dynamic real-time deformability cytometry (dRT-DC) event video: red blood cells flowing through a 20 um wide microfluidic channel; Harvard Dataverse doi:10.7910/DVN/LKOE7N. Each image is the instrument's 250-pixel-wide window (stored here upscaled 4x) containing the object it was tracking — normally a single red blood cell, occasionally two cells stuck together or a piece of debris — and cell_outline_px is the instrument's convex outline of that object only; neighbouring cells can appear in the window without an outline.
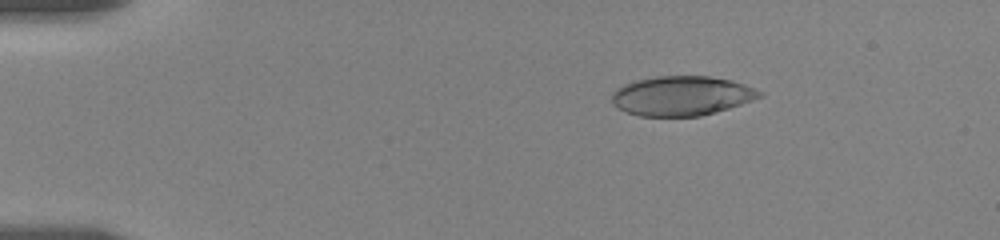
{"species": "human", "species_latin": "Homo sapiens", "temperature_condition": "room temperature", "stored_images_in_passage": 145, "camera_frame_rate_fps": 3000, "um_per_image_px": 0.085, "donor": {"sex": "female"}, "frame": {"image": 1, "passage_image": 25, "time_ms": 3.0, "image_size_px": [1000, 240], "cell_outline_px": [[764, 96], [716, 112], [700, 116], [640, 116], [628, 112], [612, 104], [612, 92], [616, 88], [624, 84], [636, 80], [656, 76], [708, 76], [732, 80], [744, 84], [764, 92]], "centroid_in_image_um": [57.95, 8.14], "position_along_channel_um": 27.0, "area_um2": 34.04}}
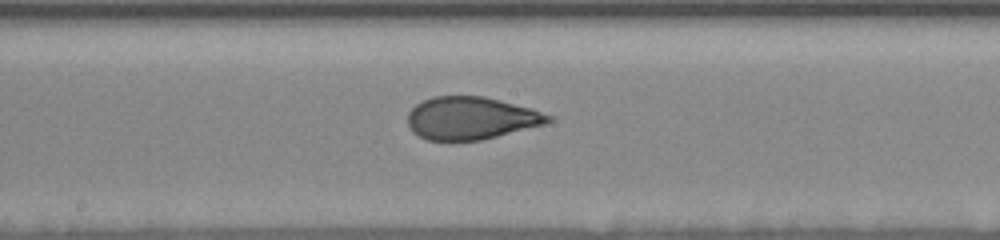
{"frame": {"image": 2, "passage_image": 73, "time_ms": 10.333, "image_size_px": [1000, 240], "cell_outline_px": [[552, 120], [544, 124], [480, 140], [428, 140], [412, 132], [408, 124], [408, 112], [416, 104], [432, 96], [484, 96], [532, 108], [552, 116]], "centroid_in_image_um": [40.01, 10.03], "position_along_channel_um": 208.2, "area_um2": 34.68}}
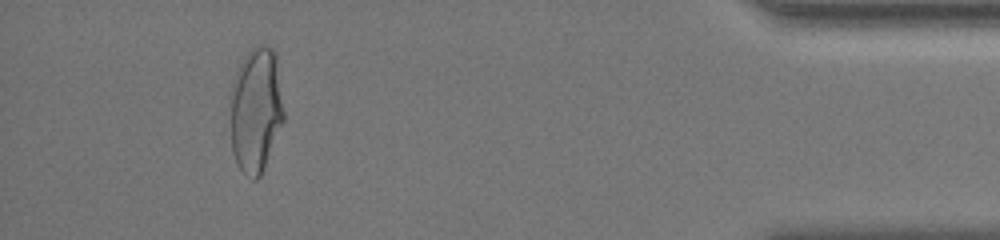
{"frame": {"image": 3, "passage_image": 137, "time_ms": 17.667, "image_size_px": [1000, 240], "cell_outline_px": [[284, 120], [260, 176], [256, 180], [252, 180], [240, 168], [236, 160], [232, 148], [232, 84], [236, 72], [244, 56], [256, 44], [264, 44], [272, 48], [276, 52], [284, 112]], "centroid_in_image_um": [21.78, 9.29], "position_along_channel_um": 413.4, "area_um2": 38.61}, "authors_computed_cell_mechanics": {"area_um2": 35.4314, "velocity_mm_per_s": 3.5029, "shape_relaxation_time_tau1_ms": 5.7502, "shape_relaxation_time_tau2_ms": 1.0679, "deformation_change_tau1": 0.1785, "deformation_change_tau2": 0.0728}}